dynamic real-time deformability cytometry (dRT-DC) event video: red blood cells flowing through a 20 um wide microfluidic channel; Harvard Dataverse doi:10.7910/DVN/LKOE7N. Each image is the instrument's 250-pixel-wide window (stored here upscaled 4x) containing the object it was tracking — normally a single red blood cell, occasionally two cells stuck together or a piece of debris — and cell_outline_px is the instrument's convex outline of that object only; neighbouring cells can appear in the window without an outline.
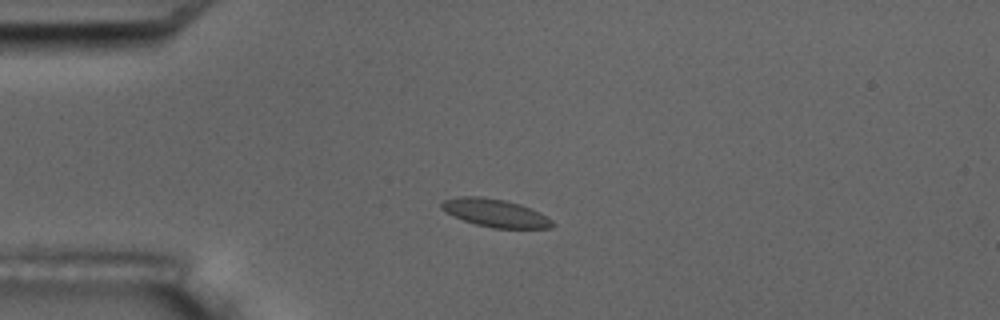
{"species": "common noctule bat (a hibernating species)", "species_latin": "Nyctalus noctula", "temperature_condition": "room temperature", "stored_images_in_passage": 8, "camera_frame_rate_fps": 3000, "um_per_image_px": 0.085, "animal": {"sex": "male", "body_mass_g": 17.5, "forearm_length_mm": 52.3}, "frame": {"image": 1, "passage_image": 3, "time_ms": 3.0, "image_size_px": [1000, 320], "cell_outline_px": [[556, 224], [552, 228], [492, 228], [476, 224], [452, 216], [440, 208], [440, 204], [444, 200], [460, 196], [480, 196], [504, 200], [520, 204], [540, 212], [552, 220]], "centroid_in_image_um": [42.1, 18.1], "position_along_channel_um": 42.9, "area_um2": 18.09}}
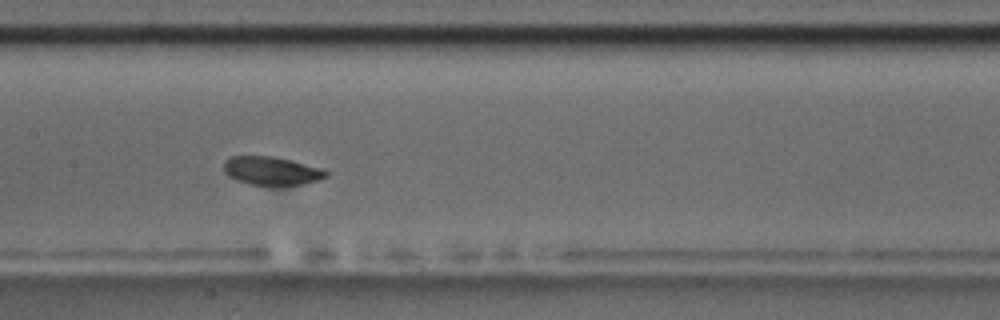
{"frame": {"image": 2, "passage_image": 7, "time_ms": 7.667, "image_size_px": [1000, 320], "cell_outline_px": [[328, 176], [320, 180], [300, 184], [248, 184], [236, 180], [228, 176], [224, 172], [224, 160], [232, 156], [272, 156], [324, 168], [328, 172]], "centroid_in_image_um": [23.08, 14.5], "position_along_channel_um": 184.3, "area_um2": 16.82}}
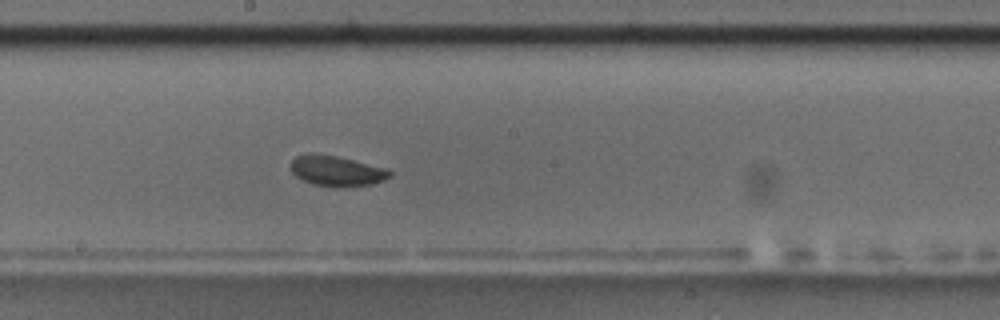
{"frame": {"image": 3, "passage_image": 8, "time_ms": 8.667, "image_size_px": [1000, 320], "cell_outline_px": [[392, 176], [384, 180], [372, 184], [340, 188], [336, 188], [312, 184], [296, 176], [292, 172], [292, 160], [296, 156], [308, 152], [312, 152], [336, 156], [388, 168], [392, 172]], "centroid_in_image_um": [28.64, 14.53], "position_along_channel_um": 219.6, "area_um2": 17.8}}